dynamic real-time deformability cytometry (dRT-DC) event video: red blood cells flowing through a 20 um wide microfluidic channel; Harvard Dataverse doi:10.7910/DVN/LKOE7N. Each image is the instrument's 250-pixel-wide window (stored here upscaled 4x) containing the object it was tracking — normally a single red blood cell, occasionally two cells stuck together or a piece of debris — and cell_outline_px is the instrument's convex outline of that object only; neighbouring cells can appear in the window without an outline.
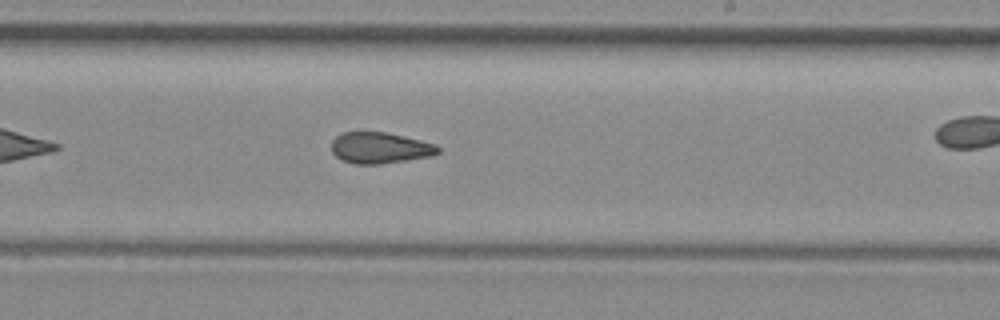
{"species": "common noctule bat (a hibernating species)", "species_latin": "Nyctalus noctula", "temperature_condition": "room temperature", "stored_images_in_passage": 27, "camera_frame_rate_fps": 3000, "um_per_image_px": 0.085, "animal": {"sex": "female", "body_mass_g": 29.2, "forearm_length_mm": 56.3}, "frame": {"image": 1, "passage_image": 16, "time_ms": 5.0, "image_size_px": [1000, 320], "cell_outline_px": [[440, 152], [432, 156], [380, 164], [356, 164], [344, 160], [336, 156], [332, 152], [332, 140], [336, 136], [344, 132], [384, 132], [420, 140], [436, 144], [440, 148]], "centroid_in_image_um": [32.31, 12.57], "position_along_channel_um": 256.7, "area_um2": 19.19}}